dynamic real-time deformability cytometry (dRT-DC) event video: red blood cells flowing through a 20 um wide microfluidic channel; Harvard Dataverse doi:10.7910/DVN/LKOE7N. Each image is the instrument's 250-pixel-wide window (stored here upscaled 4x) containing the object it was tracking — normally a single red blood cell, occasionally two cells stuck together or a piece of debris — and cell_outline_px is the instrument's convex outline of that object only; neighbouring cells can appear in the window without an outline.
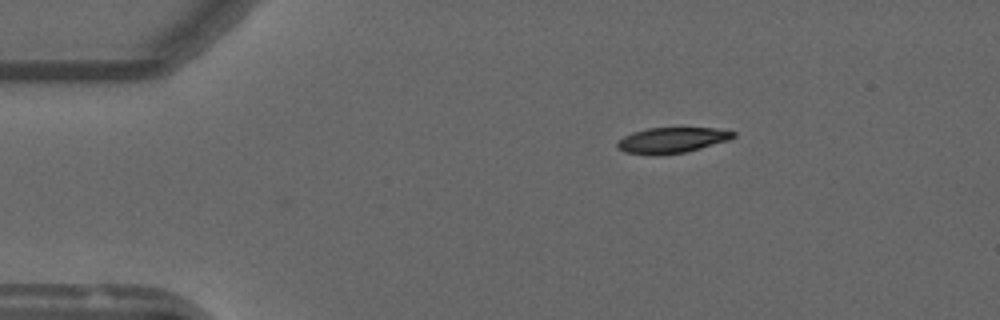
{"species": "common noctule bat (a hibernating species)", "species_latin": "Nyctalus noctula", "temperature_condition": "warm", "stored_images_in_passage": 30, "camera_frame_rate_fps": 3000, "um_per_image_px": 0.085, "animal": {"sex": "male", "forearm_length_mm": 52.5}, "frame": {"image": 1, "passage_image": 1, "time_ms": 0.0, "image_size_px": [1000, 320], "cell_outline_px": [[736, 136], [728, 140], [688, 152], [656, 156], [648, 156], [624, 152], [616, 148], [616, 140], [632, 132], [648, 128], [716, 128], [736, 132]], "centroid_in_image_um": [57.05, 11.94], "position_along_channel_um": 27.9, "area_um2": 17.74}}
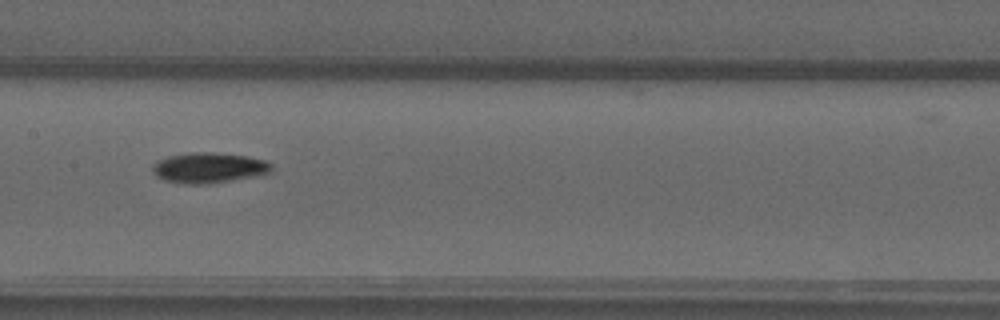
{"frame": {"image": 2, "passage_image": 19, "time_ms": 6.0, "image_size_px": [1000, 320], "cell_outline_px": [[272, 172], [264, 176], [200, 184], [188, 184], [164, 180], [156, 176], [152, 172], [152, 164], [156, 160], [168, 156], [184, 152], [216, 152], [248, 156], [268, 160], [272, 164]], "centroid_in_image_um": [17.79, 14.24], "position_along_channel_um": 189.6, "area_um2": 21.68}}
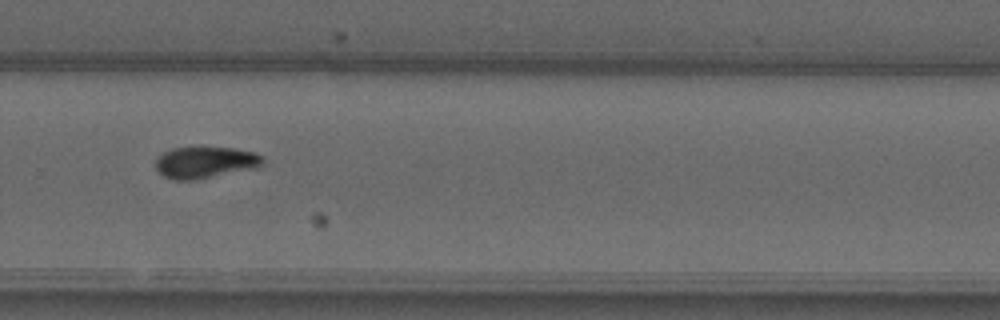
{"frame": {"image": 3, "passage_image": 29, "time_ms": 9.333, "image_size_px": [1000, 320], "cell_outline_px": [[264, 164], [260, 168], [192, 180], [176, 180], [164, 176], [156, 168], [156, 156], [160, 152], [172, 148], [192, 144], [196, 144], [236, 148], [256, 152], [264, 156]], "centroid_in_image_um": [17.48, 13.74], "position_along_channel_um": 312.3, "area_um2": 20.98}}